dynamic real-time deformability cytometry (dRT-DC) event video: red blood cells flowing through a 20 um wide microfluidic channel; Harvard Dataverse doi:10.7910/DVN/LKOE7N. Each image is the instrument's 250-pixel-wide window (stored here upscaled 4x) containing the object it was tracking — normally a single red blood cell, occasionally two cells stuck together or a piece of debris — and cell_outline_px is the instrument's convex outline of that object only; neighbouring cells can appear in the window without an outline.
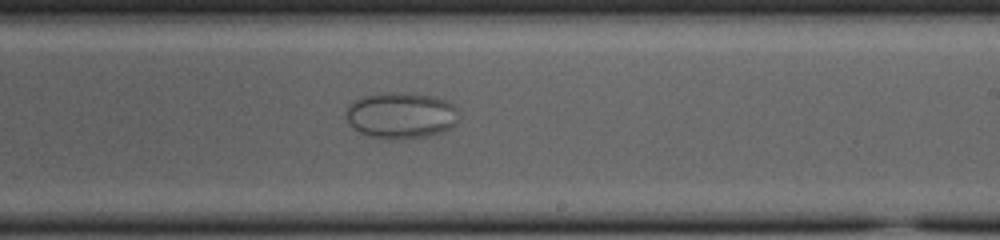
{"species": "common noctule bat (a hibernating species)", "species_latin": "Nyctalus noctula", "temperature_condition": "cold", "stored_images_in_passage": 50, "camera_frame_rate_fps": 3000, "um_per_image_px": 0.085, "animal": {"sex": "female", "body_mass_g": 23.0, "forearm_length_mm": 53.4}, "frame": {"image": 1, "passage_image": 27, "time_ms": 8.667, "image_size_px": [1000, 240], "cell_outline_px": [[456, 124], [452, 128], [440, 132], [424, 136], [400, 140], [388, 140], [368, 136], [360, 132], [348, 120], [348, 104], [364, 96], [376, 92], [408, 92], [432, 96], [448, 100], [456, 108]], "centroid_in_image_um": [34.1, 9.8], "position_along_channel_um": 254.9, "area_um2": 30.46}}